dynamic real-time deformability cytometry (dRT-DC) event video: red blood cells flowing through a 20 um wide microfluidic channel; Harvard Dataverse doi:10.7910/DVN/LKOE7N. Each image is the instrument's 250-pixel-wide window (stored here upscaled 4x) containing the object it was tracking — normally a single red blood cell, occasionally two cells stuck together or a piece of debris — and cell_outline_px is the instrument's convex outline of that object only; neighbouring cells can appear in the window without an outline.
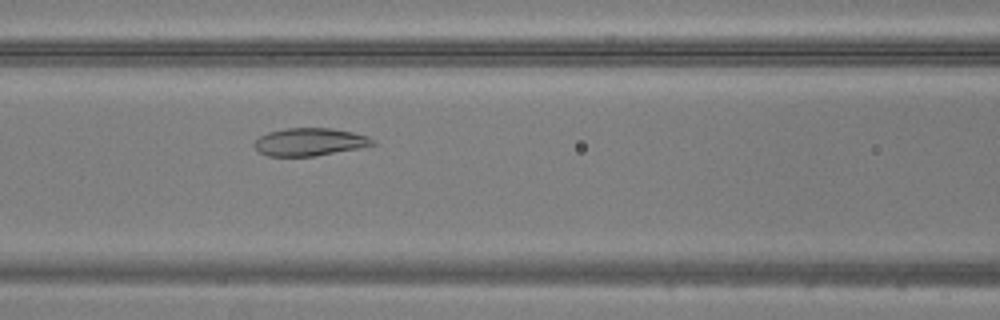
{"species": "common noctule bat (a hibernating species)", "species_latin": "Nyctalus noctula", "temperature_condition": "warm", "stored_images_in_passage": 39, "camera_frame_rate_fps": 3000, "um_per_image_px": 0.085, "animal": {"sex": "male", "body_mass_g": 20.5, "forearm_length_mm": 52.5}, "frame": {"image": 1, "passage_image": 11, "time_ms": 3.333, "image_size_px": [1000, 320], "cell_outline_px": [[376, 144], [360, 148], [316, 156], [268, 156], [260, 152], [252, 144], [260, 136], [268, 132], [284, 128], [332, 128], [352, 132], [368, 136], [376, 140]], "centroid_in_image_um": [26.35, 12.06], "position_along_channel_um": 140.3, "area_um2": 19.25}}
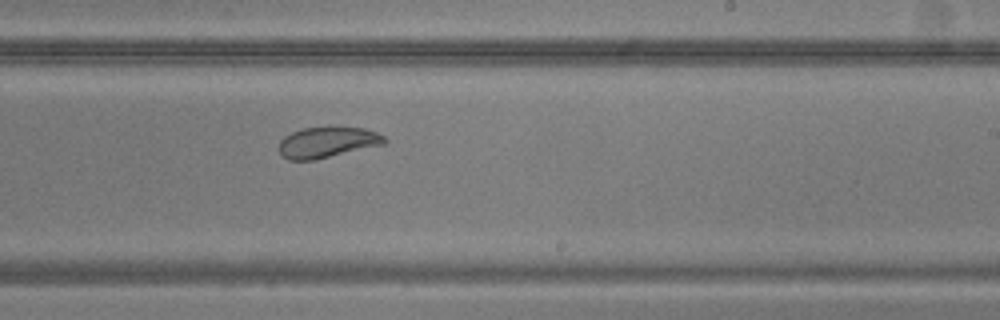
{"frame": {"image": 2, "passage_image": 20, "time_ms": 6.333, "image_size_px": [1000, 320], "cell_outline_px": [[388, 140], [384, 144], [316, 160], [288, 160], [280, 152], [280, 140], [284, 136], [300, 128], [328, 124], [364, 128], [376, 132], [384, 136]], "centroid_in_image_um": [27.84, 12.04], "position_along_channel_um": 261.2, "area_um2": 19.65}}
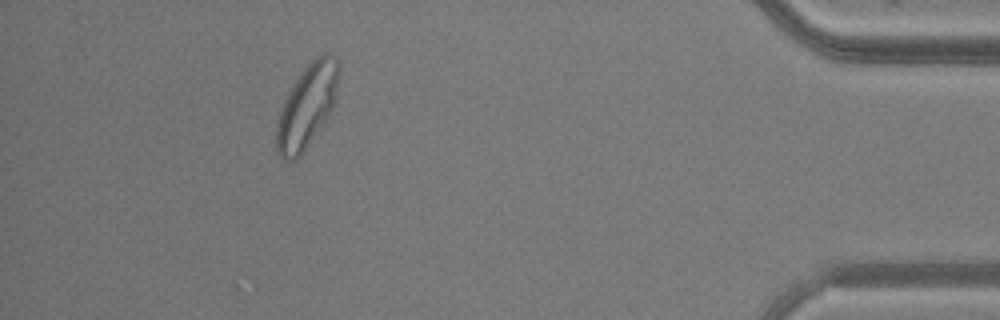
{"frame": {"image": 3, "passage_image": 35, "time_ms": 11.333, "image_size_px": [1000, 320], "cell_outline_px": [[340, 72], [336, 96], [332, 108], [328, 116], [300, 156], [296, 160], [284, 160], [276, 152], [276, 124], [280, 112], [288, 92], [300, 72], [320, 52], [328, 52], [336, 56], [340, 64]], "centroid_in_image_um": [26.11, 8.97], "position_along_channel_um": 409.1, "area_um2": 30.35}}